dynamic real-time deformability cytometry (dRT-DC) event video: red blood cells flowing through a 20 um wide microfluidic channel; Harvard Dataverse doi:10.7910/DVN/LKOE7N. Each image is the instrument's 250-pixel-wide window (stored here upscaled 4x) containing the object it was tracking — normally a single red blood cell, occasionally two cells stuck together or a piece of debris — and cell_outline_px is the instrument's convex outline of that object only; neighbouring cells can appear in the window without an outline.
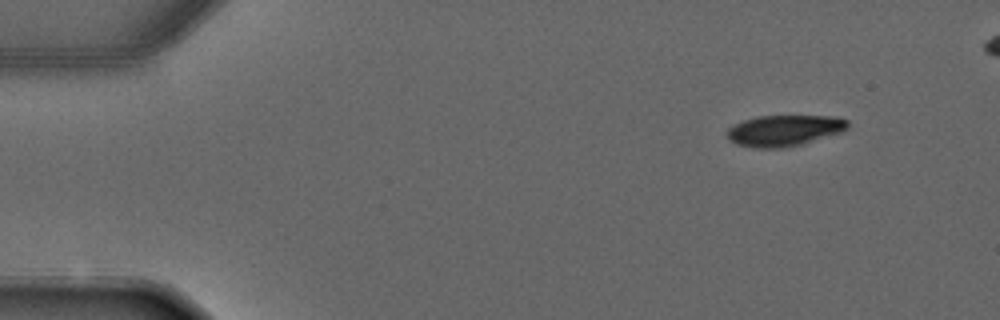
{"species": "common noctule bat (a hibernating species)", "species_latin": "Nyctalus noctula", "temperature_condition": "warm", "stored_images_in_passage": 4, "camera_frame_rate_fps": 3000, "um_per_image_px": 0.085, "animal": {"sex": "male", "forearm_length_mm": 52.5}, "frame": {"image": 1, "passage_image": 1, "time_ms": 0.0, "image_size_px": [1000, 320], "cell_outline_px": [[848, 128], [844, 132], [800, 144], [784, 148], [756, 148], [736, 144], [728, 140], [728, 128], [744, 120], [756, 116], [836, 116], [848, 120]], "centroid_in_image_um": [66.69, 11.09], "position_along_channel_um": 18.3, "area_um2": 21.91}}